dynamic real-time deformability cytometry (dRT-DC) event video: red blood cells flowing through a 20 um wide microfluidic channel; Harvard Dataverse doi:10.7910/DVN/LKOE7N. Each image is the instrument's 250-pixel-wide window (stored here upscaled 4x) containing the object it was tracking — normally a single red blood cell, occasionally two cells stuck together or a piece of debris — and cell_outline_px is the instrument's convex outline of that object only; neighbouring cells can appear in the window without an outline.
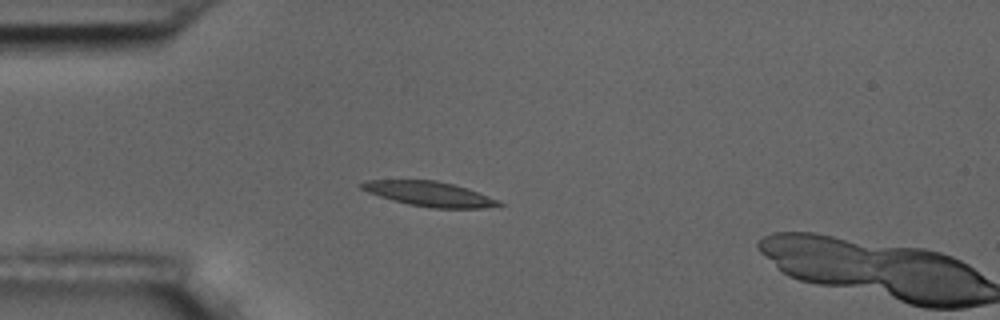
{"species": "common noctule bat (a hibernating species)", "species_latin": "Nyctalus noctula", "temperature_condition": "room temperature", "stored_images_in_passage": 5, "camera_frame_rate_fps": 3000, "um_per_image_px": 0.085, "animal": {"sex": "male", "body_mass_g": 17.5, "forearm_length_mm": 52.3}, "frame": {"image": 1, "passage_image": 4, "time_ms": 3.667, "image_size_px": [1000, 320], "cell_outline_px": [[504, 204], [484, 208], [432, 208], [408, 204], [380, 196], [368, 192], [360, 188], [356, 184], [364, 180], [436, 180], [468, 188], [500, 200]], "centroid_in_image_um": [36.49, 16.47], "position_along_channel_um": 48.5, "area_um2": 19.88}}